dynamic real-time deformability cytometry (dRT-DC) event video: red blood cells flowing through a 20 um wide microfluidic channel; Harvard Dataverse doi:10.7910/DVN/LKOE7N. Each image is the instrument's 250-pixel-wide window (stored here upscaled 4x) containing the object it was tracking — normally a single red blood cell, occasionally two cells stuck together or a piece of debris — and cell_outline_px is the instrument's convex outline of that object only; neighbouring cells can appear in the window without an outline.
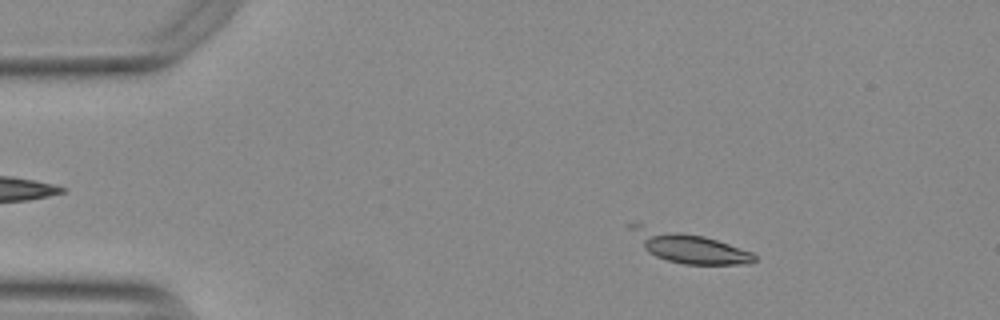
{"species": "Egyptian fruit bat (a non-hibernating species)", "species_latin": "Rousettus aegyptiacus", "temperature_condition": "warm", "stored_images_in_passage": 26, "camera_frame_rate_fps": 3000, "um_per_image_px": 0.085, "animal": {"sex": "female"}, "frame": {"image": 1, "passage_image": 8, "time_ms": 2.333, "image_size_px": [1000, 320], "cell_outline_px": [[756, 260], [748, 264], [684, 264], [668, 260], [656, 256], [648, 252], [644, 248], [624, 224], [640, 224], [704, 236], [752, 252], [756, 256]], "centroid_in_image_um": [58.5, 20.99], "position_along_channel_um": 26.5, "area_um2": 21.68}}
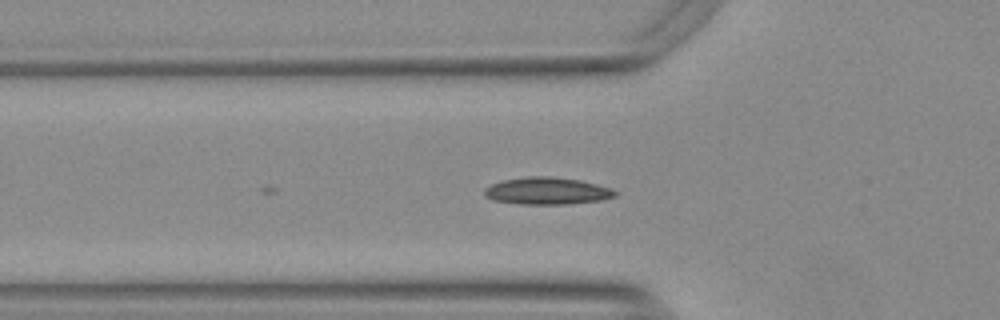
{"frame": {"image": 2, "passage_image": 18, "time_ms": 5.667, "image_size_px": [1000, 320], "cell_outline_px": [[616, 196], [600, 200], [564, 204], [520, 204], [492, 200], [484, 196], [484, 188], [492, 184], [504, 180], [528, 176], [552, 176], [580, 180], [612, 188], [616, 192]], "centroid_in_image_um": [46.47, 16.22], "position_along_channel_um": 79.3, "area_um2": 20.63}}
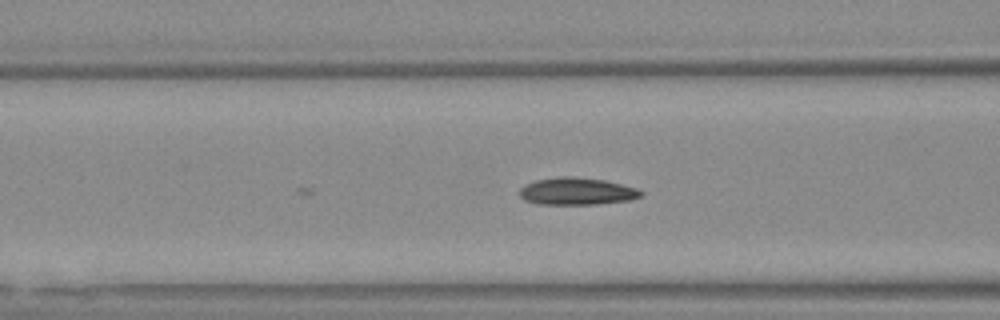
{"frame": {"image": 3, "passage_image": 21, "time_ms": 6.667, "image_size_px": [1000, 320], "cell_outline_px": [[644, 196], [632, 200], [596, 204], [540, 204], [524, 200], [520, 196], [520, 188], [536, 180], [560, 176], [568, 176], [604, 180], [636, 188], [644, 192]], "centroid_in_image_um": [49.07, 16.27], "position_along_channel_um": 117.5, "area_um2": 19.19}}